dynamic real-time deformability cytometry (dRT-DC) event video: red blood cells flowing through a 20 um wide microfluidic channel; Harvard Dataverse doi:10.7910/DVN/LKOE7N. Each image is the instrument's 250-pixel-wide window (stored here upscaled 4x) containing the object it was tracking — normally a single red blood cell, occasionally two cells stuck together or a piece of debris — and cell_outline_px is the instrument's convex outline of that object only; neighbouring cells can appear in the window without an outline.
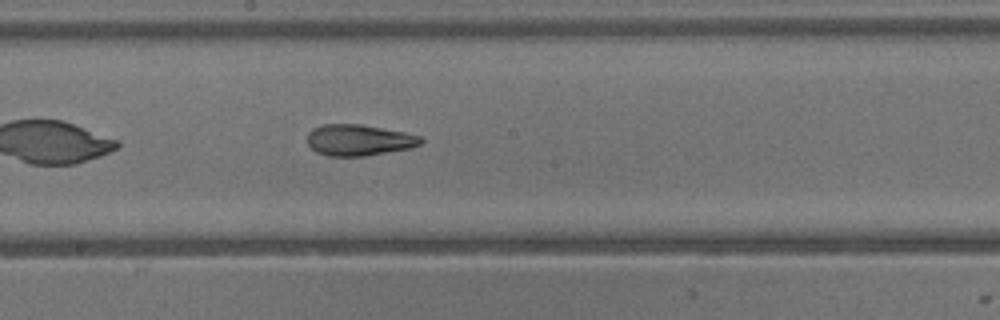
{"species": "common noctule bat (a hibernating species)", "species_latin": "Nyctalus noctula", "temperature_condition": "warm", "stored_images_in_passage": 26, "camera_frame_rate_fps": 3000, "um_per_image_px": 0.085, "animal": {"sex": "male", "body_mass_g": 13.3}, "frame": {"image": 1, "passage_image": 15, "time_ms": 4.667, "image_size_px": [1000, 320], "cell_outline_px": [[424, 140], [420, 144], [412, 148], [364, 156], [328, 156], [316, 152], [308, 144], [308, 132], [312, 128], [324, 124], [360, 124], [404, 132], [420, 136]], "centroid_in_image_um": [30.5, 11.91], "position_along_channel_um": 217.7, "area_um2": 20.63}}